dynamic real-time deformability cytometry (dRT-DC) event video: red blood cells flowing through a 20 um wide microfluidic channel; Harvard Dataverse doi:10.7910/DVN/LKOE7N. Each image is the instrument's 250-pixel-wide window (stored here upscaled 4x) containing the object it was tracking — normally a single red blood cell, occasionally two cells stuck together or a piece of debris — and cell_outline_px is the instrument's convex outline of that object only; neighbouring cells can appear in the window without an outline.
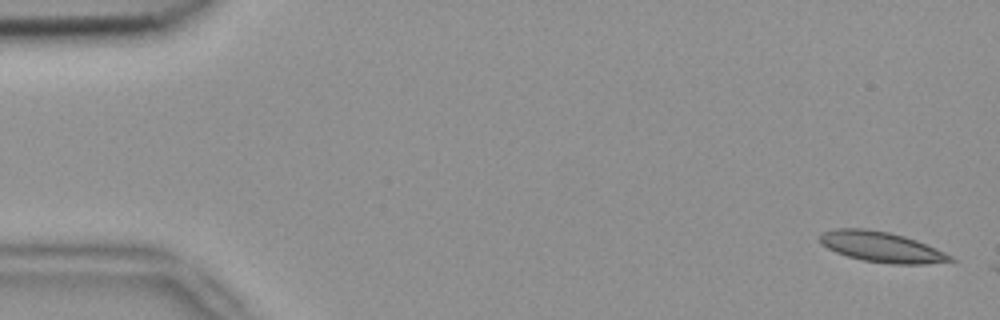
{"species": "common noctule bat (a hibernating species)", "species_latin": "Nyctalus noctula", "temperature_condition": "room temperature", "stored_images_in_passage": 2, "camera_frame_rate_fps": 3000, "um_per_image_px": 0.085, "animal": {"sex": "female", "body_mass_g": 18.4}, "frame": {"image": 1, "passage_image": 1, "time_ms": 0.0, "image_size_px": [1000, 320], "cell_outline_px": [[960, 260], [924, 264], [892, 264], [864, 260], [848, 256], [836, 252], [820, 244], [820, 236], [824, 232], [836, 228], [864, 228], [888, 232], [904, 236], [916, 240], [936, 248]], "centroid_in_image_um": [74.95, 20.99], "position_along_channel_um": 10.0, "area_um2": 23.0}}